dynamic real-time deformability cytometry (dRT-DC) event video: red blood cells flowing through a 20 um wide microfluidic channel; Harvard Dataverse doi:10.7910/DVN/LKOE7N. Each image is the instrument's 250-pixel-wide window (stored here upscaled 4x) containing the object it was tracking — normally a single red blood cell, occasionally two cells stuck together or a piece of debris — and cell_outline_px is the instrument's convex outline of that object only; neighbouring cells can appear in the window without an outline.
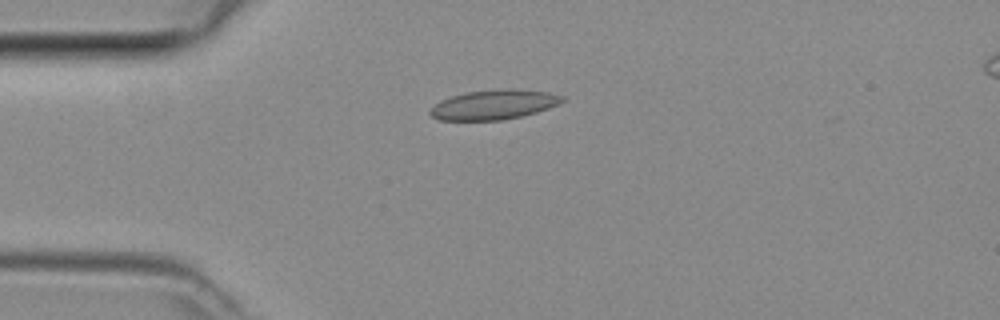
{"species": "common noctule bat (a hibernating species)", "species_latin": "Nyctalus noctula", "temperature_condition": "room temperature", "stored_images_in_passage": 4, "camera_frame_rate_fps": 3000, "um_per_image_px": 0.085, "animal": {"sex": "female", "body_mass_g": 29.2, "forearm_length_mm": 56.3}, "frame": {"image": 1, "passage_image": 2, "time_ms": 0.333, "image_size_px": [1000, 320], "cell_outline_px": [[564, 100], [548, 108], [536, 112], [520, 116], [500, 120], [440, 120], [432, 116], [428, 112], [440, 100], [452, 96], [468, 92], [500, 88], [508, 88], [548, 92], [564, 96]], "centroid_in_image_um": [41.97, 8.88], "position_along_channel_um": 43.0, "area_um2": 22.6}}
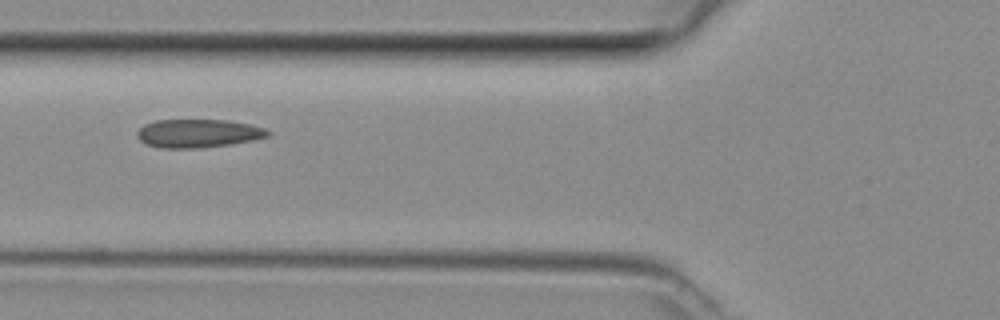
{"frame": {"image": 2, "passage_image": 4, "time_ms": 1.0, "image_size_px": [1000, 320], "cell_outline_px": [[272, 132], [268, 136], [252, 140], [232, 144], [200, 148], [160, 148], [148, 144], [140, 140], [136, 136], [136, 132], [144, 124], [156, 120], [228, 120], [248, 124], [264, 128]], "centroid_in_image_um": [16.83, 11.34], "position_along_channel_um": 109.0, "area_um2": 21.62}}